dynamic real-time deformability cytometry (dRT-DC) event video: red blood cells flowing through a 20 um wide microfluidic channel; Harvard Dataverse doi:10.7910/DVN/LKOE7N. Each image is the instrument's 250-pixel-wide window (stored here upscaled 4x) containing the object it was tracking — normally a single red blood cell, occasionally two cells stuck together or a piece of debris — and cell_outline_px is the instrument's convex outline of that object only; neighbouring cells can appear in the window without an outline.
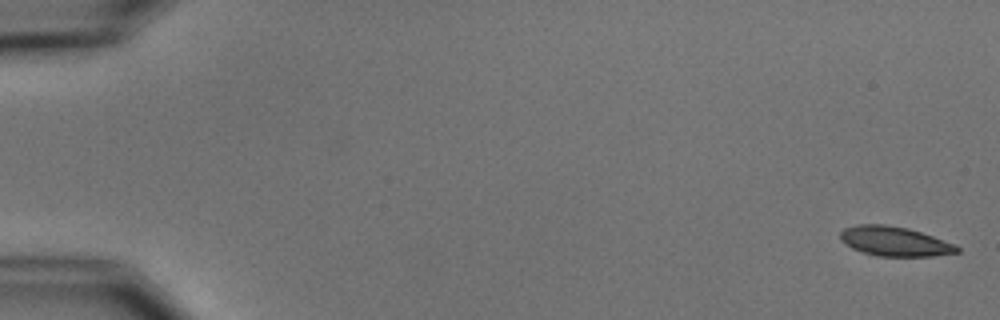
{"species": "common noctule bat (a hibernating species)", "species_latin": "Nyctalus noctula", "temperature_condition": "cold", "stored_images_in_passage": 6, "camera_frame_rate_fps": 3000, "um_per_image_px": 0.085, "animal": {"sex": "male", "body_mass_g": 15.6}, "frame": {"image": 1, "passage_image": 1, "time_ms": 0.0, "image_size_px": [1000, 320], "cell_outline_px": [[960, 252], [932, 256], [876, 256], [852, 248], [840, 240], [840, 232], [844, 228], [860, 224], [884, 224], [908, 228], [956, 244], [960, 248]], "centroid_in_image_um": [76.05, 20.51], "position_along_channel_um": 9.0, "area_um2": 20.06}}